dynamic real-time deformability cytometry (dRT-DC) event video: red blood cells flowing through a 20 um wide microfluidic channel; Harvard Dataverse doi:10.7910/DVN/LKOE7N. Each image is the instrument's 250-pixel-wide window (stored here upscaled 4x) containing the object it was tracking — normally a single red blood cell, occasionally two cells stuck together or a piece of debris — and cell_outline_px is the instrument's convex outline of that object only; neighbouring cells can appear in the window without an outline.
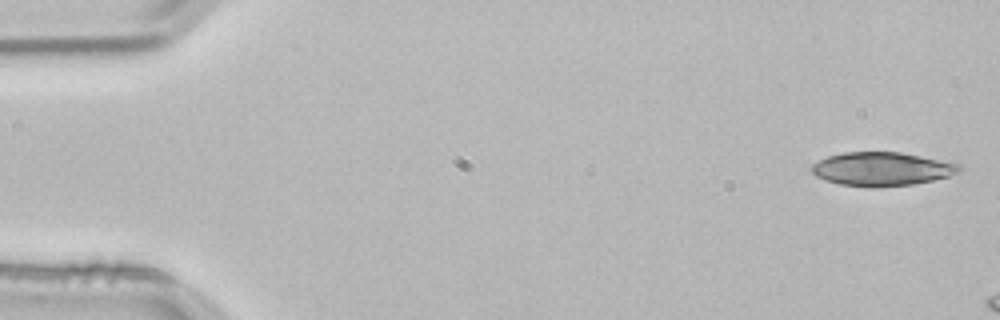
{"species": "common noctule bat (a hibernating species)", "species_latin": "Nyctalus noctula", "temperature_condition": "room temperature", "stored_images_in_passage": 3, "camera_frame_rate_fps": 3000, "um_per_image_px": 0.085, "animal": {"sex": "male", "body_mass_g": 21.5, "forearm_length_mm": 52.0}, "frame": {"image": 1, "passage_image": 1, "time_ms": 0.0, "image_size_px": [1000, 320], "cell_outline_px": [[960, 172], [948, 176], [932, 180], [912, 184], [876, 188], [868, 188], [840, 184], [824, 180], [816, 176], [808, 168], [812, 164], [828, 156], [844, 152], [900, 152], [960, 164]], "centroid_in_image_um": [74.9, 14.37], "position_along_channel_um": 10.1, "area_um2": 29.02}}